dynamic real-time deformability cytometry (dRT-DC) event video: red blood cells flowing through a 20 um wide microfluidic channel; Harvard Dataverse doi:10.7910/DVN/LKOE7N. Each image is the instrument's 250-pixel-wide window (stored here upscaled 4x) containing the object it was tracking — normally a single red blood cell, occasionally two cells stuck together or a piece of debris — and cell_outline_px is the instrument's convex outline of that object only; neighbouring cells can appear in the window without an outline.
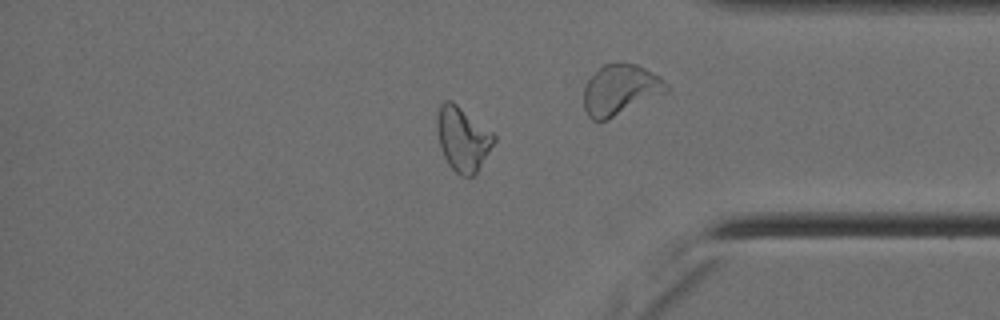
{"species": "Egyptian fruit bat (a non-hibernating species)", "species_latin": "Rousettus aegyptiacus", "temperature_condition": "cold", "stored_images_in_passage": 60, "camera_frame_rate_fps": 3000, "um_per_image_px": 0.085, "animal": {"sex": "female"}, "frame": {"image": 1, "passage_image": 52, "time_ms": 17.0, "image_size_px": [1000, 320], "cell_outline_px": [[496, 140], [476, 172], [472, 176], [460, 176], [448, 164], [440, 148], [436, 128], [436, 120], [440, 104], [444, 100], [452, 100], [492, 132], [496, 136]], "centroid_in_image_um": [39.3, 11.78], "position_along_channel_um": 395.9, "area_um2": 21.21}, "authors_computed_cell_mechanics": {"area_um2": 22.4264, "velocity_mm_per_s": 3.5637, "shape_relaxation_time_tau1_ms": null, "shape_relaxation_time_tau2_ms": 6.0542, "deformation_change_tau1": null, "deformation_change_tau2": 0.1483}}